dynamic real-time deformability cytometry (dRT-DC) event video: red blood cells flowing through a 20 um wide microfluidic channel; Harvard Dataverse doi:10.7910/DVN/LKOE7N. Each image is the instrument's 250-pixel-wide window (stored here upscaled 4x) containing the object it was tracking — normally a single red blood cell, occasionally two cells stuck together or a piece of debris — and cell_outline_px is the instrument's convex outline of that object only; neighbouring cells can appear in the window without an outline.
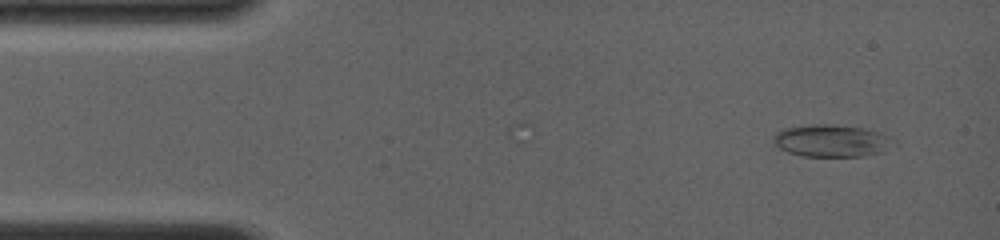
{"species": "common noctule bat (a hibernating species)", "species_latin": "Nyctalus noctula", "temperature_condition": "room temperature", "stored_images_in_passage": 20, "camera_frame_rate_fps": 4000, "um_per_image_px": 0.085, "animal": {"sex": "female", "body_mass_g": 19.0, "forearm_length_mm": 56.7}, "frame": {"image": 1, "passage_image": 1, "time_ms": 0.0, "image_size_px": [1000, 240], "cell_outline_px": [[888, 136], [880, 152], [864, 156], [800, 156], [788, 152], [780, 148], [772, 140], [772, 136], [776, 132], [784, 128], [812, 124], [832, 124], [860, 128], [880, 132]], "centroid_in_image_um": [70.49, 11.95], "position_along_channel_um": 14.5, "area_um2": 21.79}}
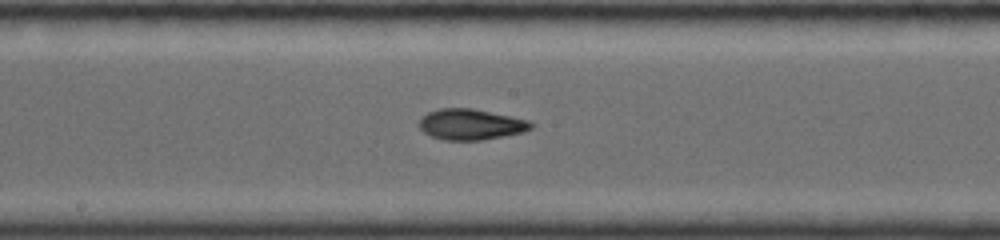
{"frame": {"image": 2, "passage_image": 14, "time_ms": 7.0, "image_size_px": [1000, 240], "cell_outline_px": [[536, 124], [532, 128], [524, 132], [504, 136], [480, 140], [444, 140], [432, 136], [424, 132], [416, 124], [420, 116], [428, 112], [440, 108], [472, 108], [528, 120]], "centroid_in_image_um": [39.99, 10.57], "position_along_channel_um": 208.2, "area_um2": 20.23}}
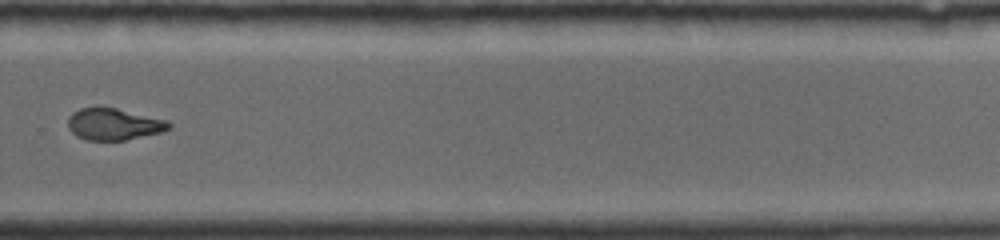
{"frame": {"image": 3, "passage_image": 20, "time_ms": 9.75, "image_size_px": [1000, 240], "cell_outline_px": [[172, 124], [164, 132], [124, 140], [88, 140], [76, 136], [68, 128], [68, 116], [72, 112], [80, 108], [96, 104], [116, 108], [168, 120]], "centroid_in_image_um": [9.64, 10.52], "position_along_channel_um": 320.2, "area_um2": 19.13}}